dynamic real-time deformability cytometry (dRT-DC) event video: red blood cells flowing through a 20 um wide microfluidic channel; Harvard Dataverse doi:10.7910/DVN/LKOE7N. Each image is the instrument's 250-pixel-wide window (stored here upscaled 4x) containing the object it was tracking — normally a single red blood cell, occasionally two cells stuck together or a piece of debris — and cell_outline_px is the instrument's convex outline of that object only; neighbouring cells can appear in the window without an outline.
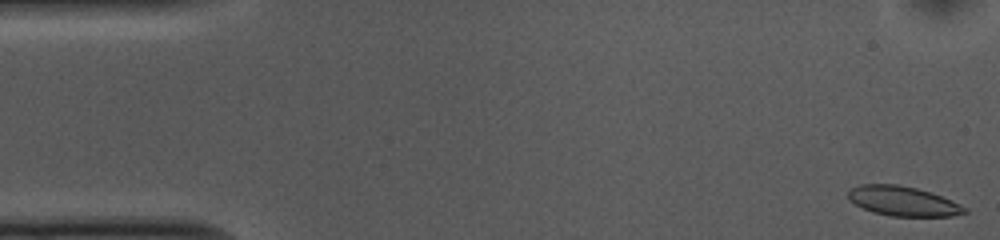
{"species": "common noctule bat (a hibernating species)", "species_latin": "Nyctalus noctula", "temperature_condition": "cold", "stored_images_in_passage": 52, "camera_frame_rate_fps": 3000, "um_per_image_px": 0.085, "animal": {"sex": "female", "body_mass_g": 10.0, "forearm_length_mm": 53.1}, "frame": {"image": 1, "passage_image": 1, "time_ms": 0.0, "image_size_px": [1000, 240], "cell_outline_px": [[968, 212], [952, 216], [892, 216], [872, 212], [848, 200], [848, 192], [852, 188], [860, 184], [900, 184], [932, 192], [952, 200], [968, 208]], "centroid_in_image_um": [76.78, 17.09], "position_along_channel_um": 8.2, "area_um2": 20.23}}
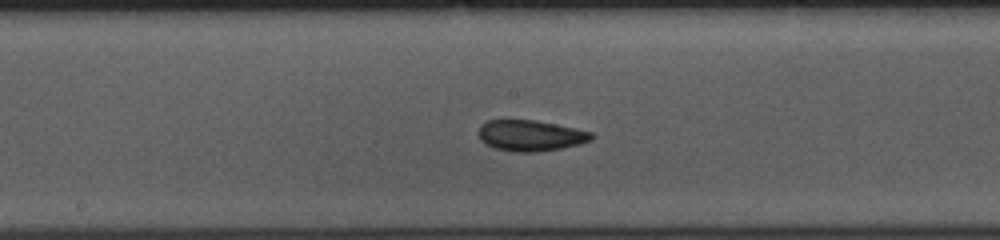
{"frame": {"image": 2, "passage_image": 26, "time_ms": 8.333, "image_size_px": [1000, 240], "cell_outline_px": [[596, 136], [592, 140], [580, 144], [560, 148], [532, 152], [516, 152], [496, 148], [480, 140], [480, 124], [488, 120], [536, 120], [576, 128], [592, 132]], "centroid_in_image_um": [45.14, 11.51], "position_along_channel_um": 203.1, "area_um2": 20.23}}
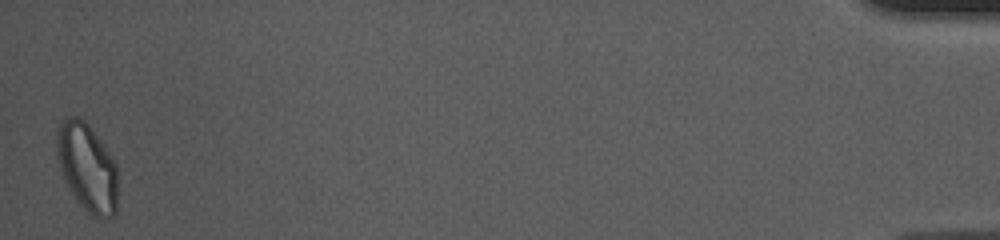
{"frame": {"image": 3, "passage_image": 52, "time_ms": 17.0, "image_size_px": [1000, 240], "cell_outline_px": [[116, 212], [108, 220], [92, 216], [80, 204], [68, 188], [64, 180], [56, 156], [56, 132], [60, 124], [68, 116], [76, 116], [84, 120], [88, 124], [112, 156], [116, 164]], "centroid_in_image_um": [7.39, 14.23], "position_along_channel_um": 427.8, "area_um2": 31.33}, "authors_computed_cell_mechanics": {"area_um2": 20.519, "velocity_mm_per_s": 3.7121, "shape_relaxation_time_tau1_ms": 7.6998, "shape_relaxation_time_tau2_ms": 5.5939, "deformation_change_tau1": 0.1271, "deformation_change_tau2": 0.0926}}